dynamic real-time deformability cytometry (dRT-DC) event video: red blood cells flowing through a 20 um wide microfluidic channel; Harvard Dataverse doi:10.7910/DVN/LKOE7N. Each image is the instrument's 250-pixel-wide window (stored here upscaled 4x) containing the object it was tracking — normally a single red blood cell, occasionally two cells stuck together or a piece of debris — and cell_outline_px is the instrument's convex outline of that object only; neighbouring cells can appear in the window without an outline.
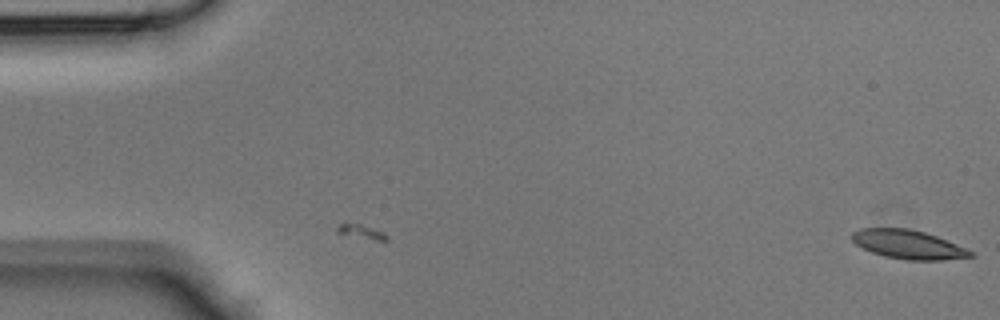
{"species": "Egyptian fruit bat (a non-hibernating species)", "species_latin": "Rousettus aegyptiacus", "temperature_condition": "room temperature", "stored_images_in_passage": 4, "camera_frame_rate_fps": 3000, "um_per_image_px": 0.085, "animal": {"sex": "male"}, "frame": {"image": 1, "passage_image": 4, "time_ms": 1.0, "image_size_px": [1000, 320], "cell_outline_px": [[976, 256], [940, 260], [904, 260], [884, 256], [872, 252], [856, 244], [852, 240], [852, 232], [860, 228], [908, 228], [924, 232], [936, 236], [956, 244], [972, 252]], "centroid_in_image_um": [77.17, 20.78], "position_along_channel_um": 7.8, "area_um2": 19.77}}